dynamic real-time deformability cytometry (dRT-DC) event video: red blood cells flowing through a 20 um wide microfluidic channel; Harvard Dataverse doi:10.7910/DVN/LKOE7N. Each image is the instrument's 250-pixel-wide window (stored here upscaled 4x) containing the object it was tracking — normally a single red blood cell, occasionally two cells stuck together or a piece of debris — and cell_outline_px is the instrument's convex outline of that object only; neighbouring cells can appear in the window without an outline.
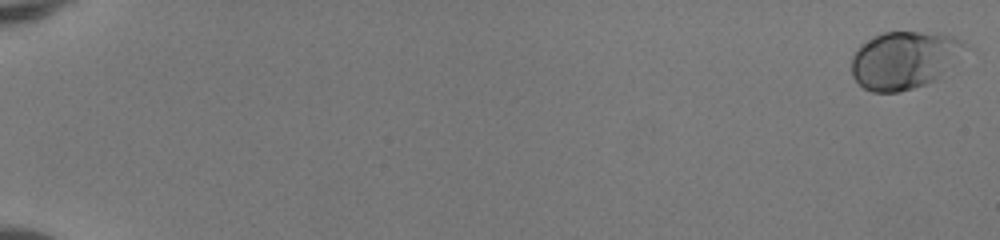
{"species": "human", "species_latin": "Homo sapiens", "temperature_condition": "room temperature", "stored_images_in_passage": 52, "camera_frame_rate_fps": 3000, "um_per_image_px": 0.085, "donor": {"sex": "female"}, "frame": {"image": 1, "passage_image": 1, "time_ms": 0.0, "image_size_px": [1000, 240], "cell_outline_px": [[972, 48], [936, 80], [900, 92], [872, 92], [864, 88], [852, 76], [852, 56], [860, 44], [884, 32], [940, 32], [952, 36], [968, 44]], "centroid_in_image_um": [76.93, 5.09], "position_along_channel_um": 8.1, "area_um2": 38.61}}
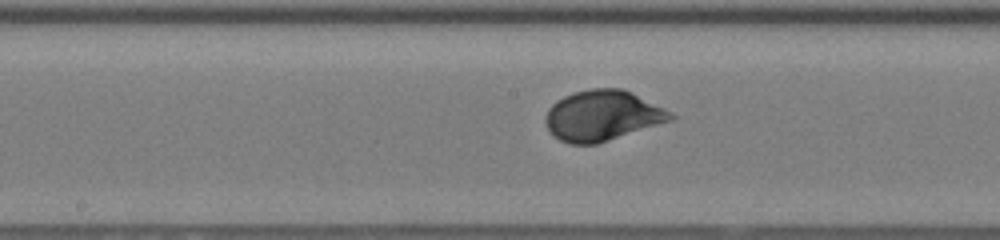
{"frame": {"image": 2, "passage_image": 30, "time_ms": 9.667, "image_size_px": [1000, 240], "cell_outline_px": [[676, 116], [672, 120], [596, 144], [568, 144], [552, 136], [548, 132], [544, 120], [544, 116], [548, 108], [556, 100], [572, 92], [592, 88], [624, 88], [672, 112]], "centroid_in_image_um": [51.16, 9.82], "position_along_channel_um": 197.0, "area_um2": 37.05}}
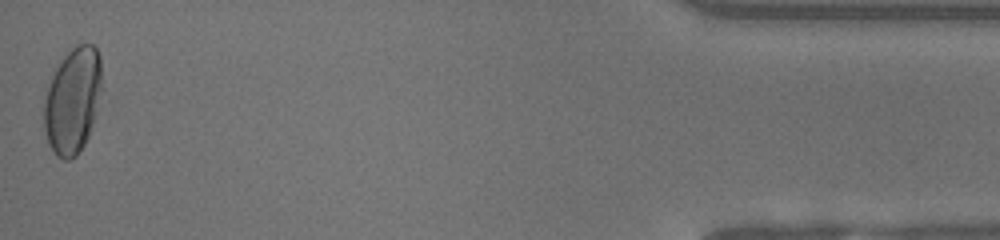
{"frame": {"image": 3, "passage_image": 52, "time_ms": 17.0, "image_size_px": [1000, 240], "cell_outline_px": [[100, 88], [96, 112], [88, 136], [84, 144], [76, 156], [68, 160], [64, 160], [56, 156], [48, 144], [44, 132], [44, 100], [48, 84], [56, 68], [64, 56], [76, 44], [92, 44], [96, 48], [100, 56]], "centroid_in_image_um": [6.14, 8.57], "position_along_channel_um": 429.1, "area_um2": 35.43}, "authors_computed_cell_mechanics": {"area_um2": 35.4892, "velocity_mm_per_s": 4.1466, "shape_relaxation_time_tau1_ms": 2.7329, "shape_relaxation_time_tau2_ms": null, "deformation_change_tau1": 0.1491, "deformation_change_tau2": null}}